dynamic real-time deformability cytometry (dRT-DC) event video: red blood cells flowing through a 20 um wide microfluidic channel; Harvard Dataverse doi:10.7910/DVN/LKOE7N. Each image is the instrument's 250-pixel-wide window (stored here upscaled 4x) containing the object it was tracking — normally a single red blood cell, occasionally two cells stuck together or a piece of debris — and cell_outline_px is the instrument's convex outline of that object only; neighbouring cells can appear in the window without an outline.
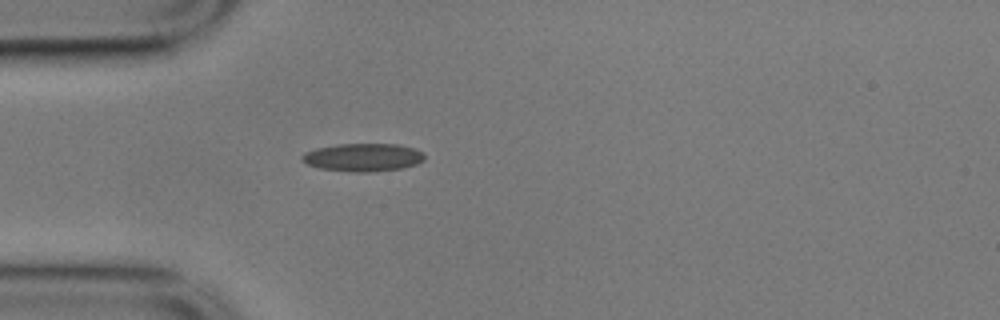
{"species": "common noctule bat (a hibernating species)", "species_latin": "Nyctalus noctula", "temperature_condition": "cold", "stored_images_in_passage": 26, "camera_frame_rate_fps": 3000, "um_per_image_px": 0.085, "animal": {"sex": "male", "body_mass_g": 17.9}, "frame": {"image": 1, "passage_image": 15, "time_ms": 4.667, "image_size_px": [1000, 320], "cell_outline_px": [[424, 160], [416, 164], [400, 168], [368, 172], [356, 172], [320, 168], [308, 164], [300, 160], [300, 156], [304, 152], [316, 148], [336, 144], [400, 144], [412, 148], [420, 152], [424, 156]], "centroid_in_image_um": [30.8, 13.36], "position_along_channel_um": 54.2, "area_um2": 19.83}}
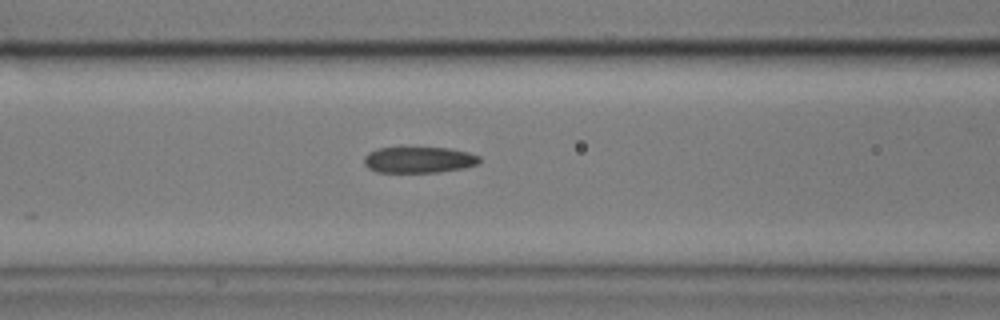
{"frame": {"image": 2, "passage_image": 22, "time_ms": 7.0, "image_size_px": [1000, 320], "cell_outline_px": [[480, 164], [464, 168], [440, 172], [376, 172], [368, 168], [364, 164], [364, 156], [368, 152], [376, 148], [400, 144], [452, 148], [468, 152], [480, 156]], "centroid_in_image_um": [35.57, 13.52], "position_along_channel_um": 131.0, "area_um2": 18.84}}